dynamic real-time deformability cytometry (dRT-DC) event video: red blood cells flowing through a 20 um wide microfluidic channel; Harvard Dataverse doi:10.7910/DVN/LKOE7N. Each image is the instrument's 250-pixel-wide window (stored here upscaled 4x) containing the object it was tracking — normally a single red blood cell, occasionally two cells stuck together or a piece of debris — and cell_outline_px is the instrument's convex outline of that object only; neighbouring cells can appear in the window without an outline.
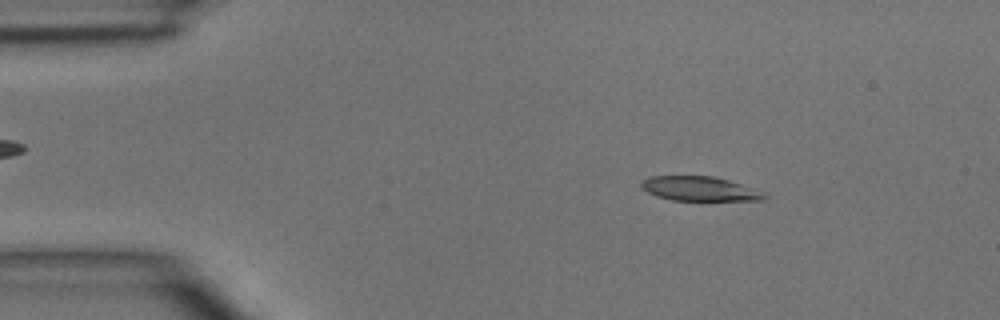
{"species": "common noctule bat (a hibernating species)", "species_latin": "Nyctalus noctula", "temperature_condition": "room temperature", "stored_images_in_passage": 4, "camera_frame_rate_fps": 3000, "um_per_image_px": 0.085, "animal": {"sex": "male", "body_mass_g": 15.6}, "frame": {"image": 1, "passage_image": 2, "time_ms": 1.0, "image_size_px": [1000, 320], "cell_outline_px": [[768, 196], [764, 200], [672, 200], [656, 196], [648, 192], [640, 184], [640, 180], [648, 176], [716, 176], [752, 188]], "centroid_in_image_um": [59.41, 16.03], "position_along_channel_um": 25.6, "area_um2": 17.34}}
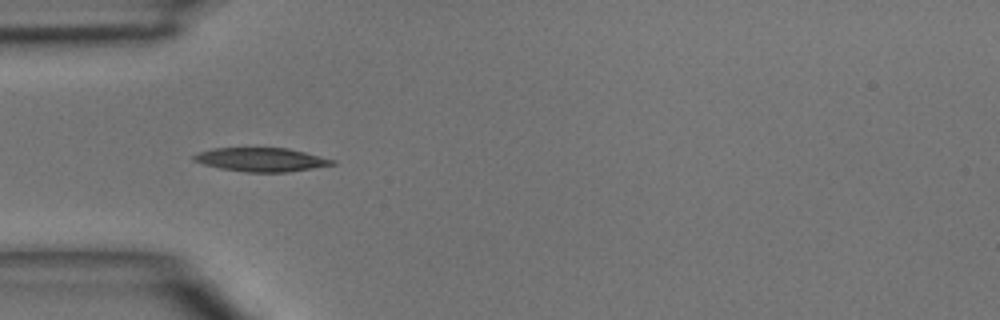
{"frame": {"image": 2, "passage_image": 4, "time_ms": 3.333, "image_size_px": [1000, 320], "cell_outline_px": [[336, 164], [288, 172], [248, 172], [220, 168], [204, 164], [192, 160], [192, 156], [196, 152], [212, 148], [288, 148], [336, 160]], "centroid_in_image_um": [22.18, 13.56], "position_along_channel_um": 62.8, "area_um2": 19.13}}